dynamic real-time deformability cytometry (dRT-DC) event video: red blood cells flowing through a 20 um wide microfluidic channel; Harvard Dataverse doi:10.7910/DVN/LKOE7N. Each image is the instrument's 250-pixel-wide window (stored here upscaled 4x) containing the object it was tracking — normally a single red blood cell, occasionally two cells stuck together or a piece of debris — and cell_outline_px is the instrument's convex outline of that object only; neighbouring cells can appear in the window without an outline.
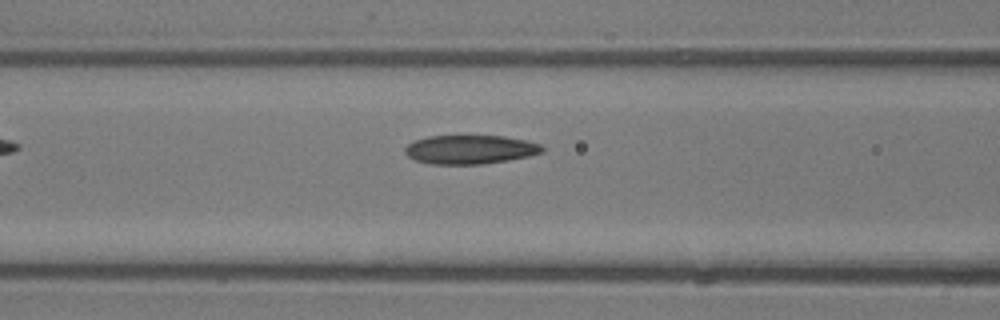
{"species": "common noctule bat (a hibernating species)", "species_latin": "Nyctalus noctula", "temperature_condition": "room temperature", "stored_images_in_passage": 6, "camera_frame_rate_fps": 3000, "um_per_image_px": 0.085, "animal": {"sex": "male", "body_mass_g": 13.3}, "frame": {"image": 1, "passage_image": 6, "time_ms": 6.667, "image_size_px": [1000, 320], "cell_outline_px": [[544, 152], [528, 156], [508, 160], [484, 164], [432, 164], [416, 160], [408, 156], [404, 152], [404, 148], [408, 144], [416, 140], [428, 136], [504, 136], [524, 140], [540, 144], [544, 148]], "centroid_in_image_um": [39.96, 12.71], "position_along_channel_um": 126.6, "area_um2": 23.0}}